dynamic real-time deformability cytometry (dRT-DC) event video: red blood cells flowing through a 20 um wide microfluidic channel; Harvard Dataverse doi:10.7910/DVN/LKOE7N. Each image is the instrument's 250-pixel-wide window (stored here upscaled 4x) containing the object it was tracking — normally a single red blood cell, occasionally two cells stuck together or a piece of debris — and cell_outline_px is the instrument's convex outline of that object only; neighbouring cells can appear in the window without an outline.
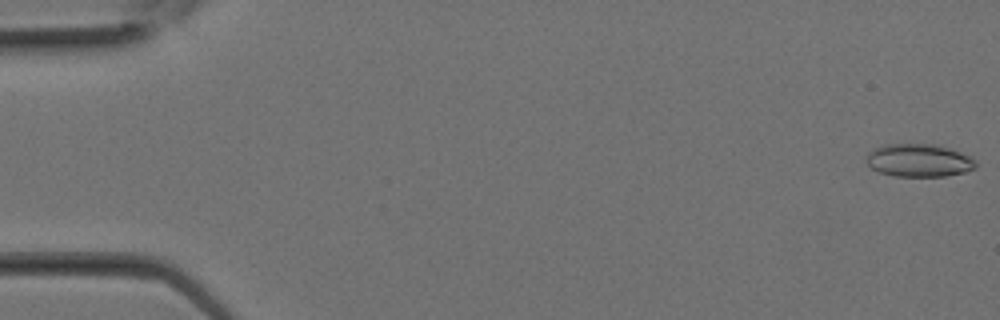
{"species": "Egyptian fruit bat (a non-hibernating species)", "species_latin": "Rousettus aegyptiacus", "temperature_condition": "room temperature", "stored_images_in_passage": 6, "camera_frame_rate_fps": 3000, "um_per_image_px": 0.085, "animal": {"sex": "female"}, "frame": {"image": 1, "passage_image": 1, "time_ms": 0.0, "image_size_px": [1000, 320], "cell_outline_px": [[976, 168], [964, 172], [944, 176], [892, 176], [880, 172], [872, 168], [868, 164], [868, 152], [872, 148], [884, 144], [940, 144], [952, 148], [972, 156], [976, 160]], "centroid_in_image_um": [78.15, 13.61], "position_along_channel_um": 6.8, "area_um2": 21.27}}